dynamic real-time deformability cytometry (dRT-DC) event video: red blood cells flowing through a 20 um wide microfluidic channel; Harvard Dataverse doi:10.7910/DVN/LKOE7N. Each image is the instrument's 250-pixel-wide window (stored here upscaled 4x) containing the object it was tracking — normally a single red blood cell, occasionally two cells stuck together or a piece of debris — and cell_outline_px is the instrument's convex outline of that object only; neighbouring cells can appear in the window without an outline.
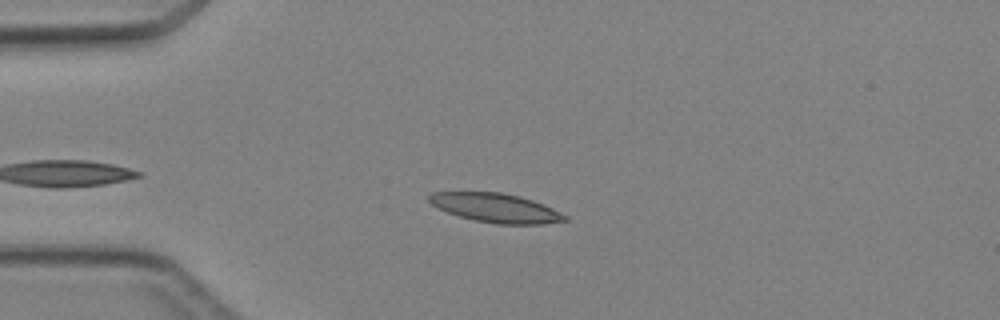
{"species": "Egyptian fruit bat (a non-hibernating species)", "species_latin": "Rousettus aegyptiacus", "temperature_condition": "cold", "stored_images_in_passage": 41, "camera_frame_rate_fps": 3000, "um_per_image_px": 0.085, "animal": {"sex": "female"}, "frame": {"image": 1, "passage_image": 10, "time_ms": 3.0, "image_size_px": [1000, 320], "cell_outline_px": [[568, 220], [540, 224], [496, 224], [472, 220], [448, 212], [432, 204], [428, 200], [428, 196], [432, 192], [500, 192], [520, 196], [544, 204], [568, 216]], "centroid_in_image_um": [42.16, 17.67], "position_along_channel_um": 42.8, "area_um2": 22.89}}
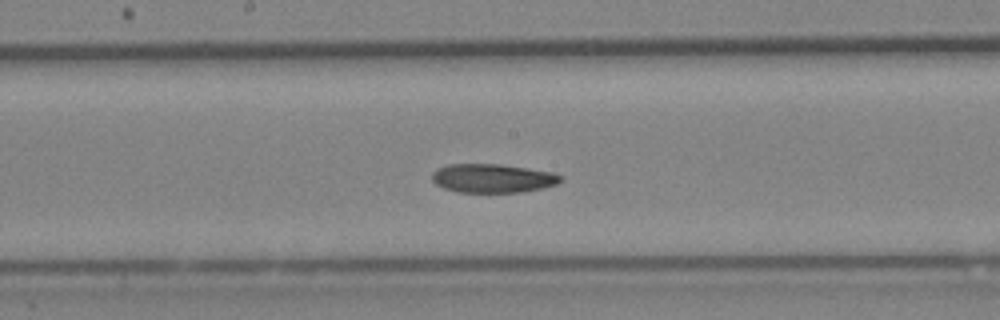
{"frame": {"image": 2, "passage_image": 23, "time_ms": 7.333, "image_size_px": [1000, 320], "cell_outline_px": [[564, 180], [556, 184], [544, 188], [520, 192], [460, 192], [444, 188], [436, 184], [432, 180], [432, 172], [436, 168], [448, 164], [500, 164], [552, 172], [564, 176]], "centroid_in_image_um": [41.89, 15.15], "position_along_channel_um": 206.3, "area_um2": 21.68}}
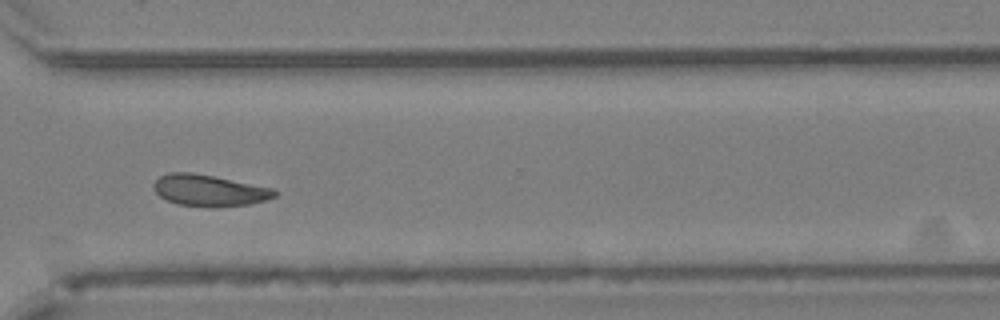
{"frame": {"image": 3, "passage_image": 33, "time_ms": 10.667, "image_size_px": [1000, 320], "cell_outline_px": [[276, 196], [268, 200], [248, 204], [176, 204], [160, 196], [156, 192], [156, 180], [160, 176], [168, 172], [188, 172], [212, 176], [272, 188], [276, 192]], "centroid_in_image_um": [17.79, 16.14], "position_along_channel_um": 352.8, "area_um2": 20.87}}